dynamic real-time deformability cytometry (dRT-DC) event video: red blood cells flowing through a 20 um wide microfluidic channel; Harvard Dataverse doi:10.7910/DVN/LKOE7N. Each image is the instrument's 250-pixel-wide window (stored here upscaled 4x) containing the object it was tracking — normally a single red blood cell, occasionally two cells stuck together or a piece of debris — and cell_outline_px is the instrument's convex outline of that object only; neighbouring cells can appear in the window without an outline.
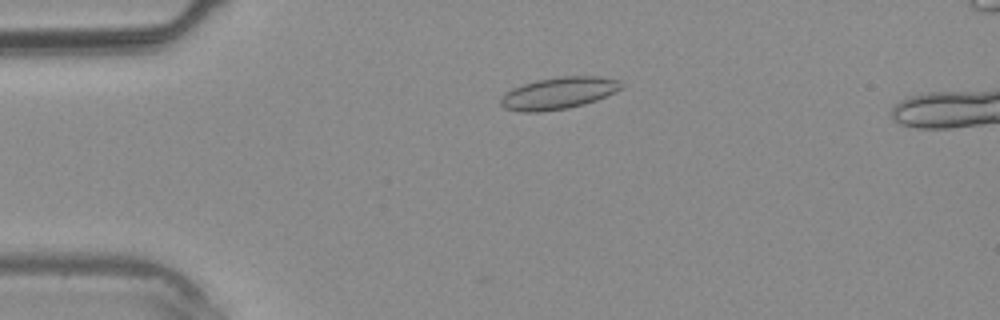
{"species": "common noctule bat (a hibernating species)", "species_latin": "Nyctalus noctula", "temperature_condition": "warm", "stored_images_in_passage": 32, "camera_frame_rate_fps": 3000, "um_per_image_px": 0.085, "animal": {"sex": "male", "body_mass_g": 20.4}, "frame": {"image": 1, "passage_image": 2, "time_ms": 0.333, "image_size_px": [1000, 320], "cell_outline_px": [[624, 88], [596, 100], [584, 104], [568, 108], [540, 112], [520, 112], [504, 108], [500, 104], [500, 96], [504, 92], [512, 88], [536, 80], [560, 76], [600, 76], [620, 80], [624, 84]], "centroid_in_image_um": [47.47, 7.91], "position_along_channel_um": 37.5, "area_um2": 22.72}}
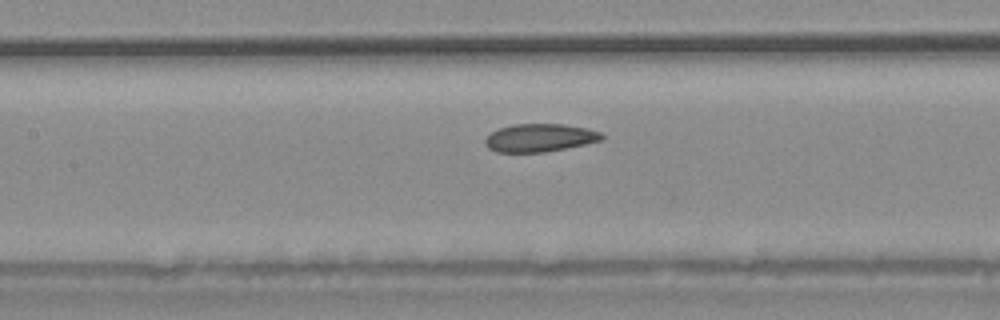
{"frame": {"image": 2, "passage_image": 11, "time_ms": 3.333, "image_size_px": [1000, 320], "cell_outline_px": [[604, 140], [544, 152], [496, 152], [488, 148], [484, 144], [484, 140], [492, 132], [500, 128], [512, 124], [564, 124], [584, 128], [600, 132], [604, 136]], "centroid_in_image_um": [45.86, 11.71], "position_along_channel_um": 161.5, "area_um2": 18.9}}
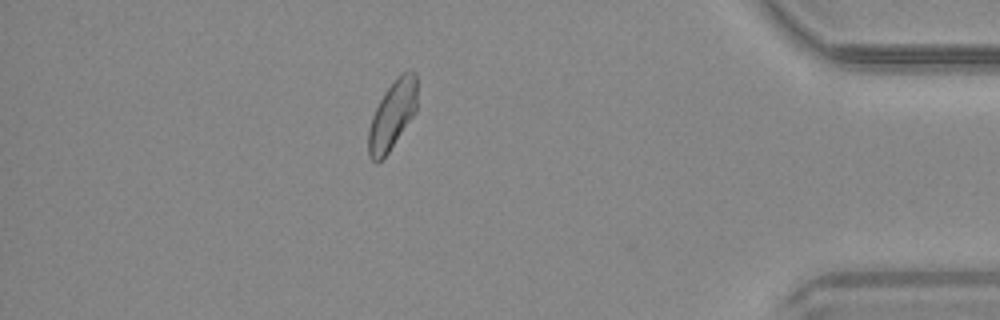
{"frame": {"image": 3, "passage_image": 27, "time_ms": 8.667, "image_size_px": [1000, 320], "cell_outline_px": [[416, 112], [388, 152], [376, 164], [368, 156], [368, 128], [372, 116], [384, 92], [400, 72], [416, 72]], "centroid_in_image_um": [33.33, 9.78], "position_along_channel_um": 401.9, "area_um2": 19.31}}